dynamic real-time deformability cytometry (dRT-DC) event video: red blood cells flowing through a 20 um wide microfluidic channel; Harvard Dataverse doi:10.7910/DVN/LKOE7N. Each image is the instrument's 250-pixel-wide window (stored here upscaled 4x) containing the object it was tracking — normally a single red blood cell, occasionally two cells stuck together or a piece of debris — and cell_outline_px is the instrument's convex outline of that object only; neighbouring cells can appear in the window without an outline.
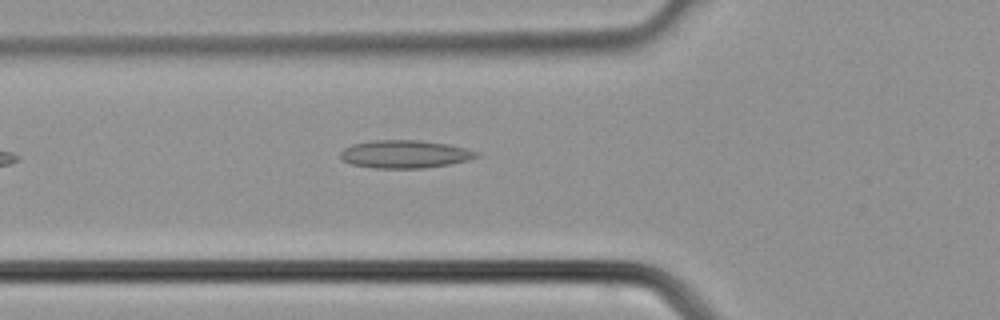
{"species": "common noctule bat (a hibernating species)", "species_latin": "Nyctalus noctula", "temperature_condition": "cold", "stored_images_in_passage": 27, "camera_frame_rate_fps": 3000, "um_per_image_px": 0.085, "animal": {"sex": "male", "body_mass_g": 21.5, "forearm_length_mm": 52.0}, "frame": {"image": 1, "passage_image": 3, "time_ms": 0.667, "image_size_px": [1000, 320], "cell_outline_px": [[480, 156], [468, 160], [448, 164], [424, 168], [376, 168], [352, 164], [340, 160], [340, 152], [344, 148], [352, 144], [372, 140], [420, 140], [448, 144], [480, 152]], "centroid_in_image_um": [34.4, 13.1], "position_along_channel_um": 91.4, "area_um2": 22.2}}
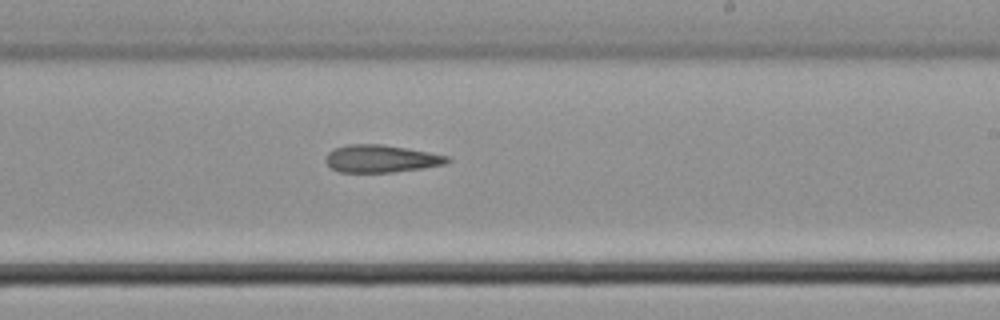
{"frame": {"image": 2, "passage_image": 12, "time_ms": 3.667, "image_size_px": [1000, 320], "cell_outline_px": [[452, 160], [444, 164], [420, 168], [392, 172], [340, 172], [332, 168], [324, 160], [328, 152], [332, 148], [348, 144], [384, 144], [428, 152], [448, 156]], "centroid_in_image_um": [32.35, 13.47], "position_along_channel_um": 256.7, "area_um2": 19.42}}
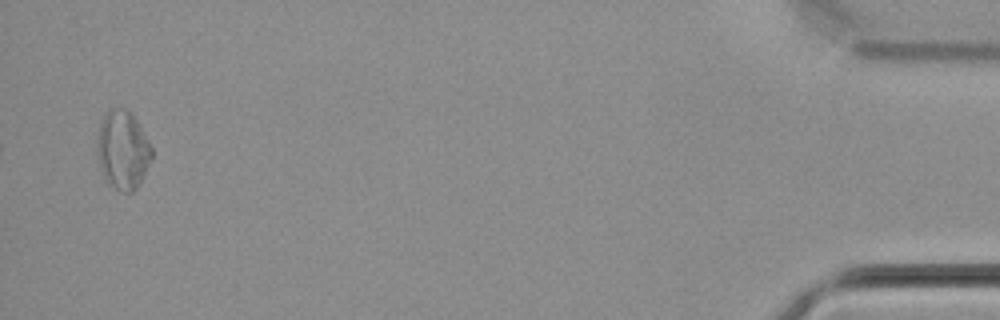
{"frame": {"image": 3, "passage_image": 26, "time_ms": 8.333, "image_size_px": [1000, 320], "cell_outline_px": [[152, 156], [144, 176], [136, 188], [132, 192], [120, 192], [108, 180], [100, 164], [96, 148], [96, 144], [100, 120], [104, 112], [112, 108], [128, 108], [136, 120], [148, 140], [152, 148]], "centroid_in_image_um": [10.43, 12.69], "position_along_channel_um": 424.8, "area_um2": 24.8}}